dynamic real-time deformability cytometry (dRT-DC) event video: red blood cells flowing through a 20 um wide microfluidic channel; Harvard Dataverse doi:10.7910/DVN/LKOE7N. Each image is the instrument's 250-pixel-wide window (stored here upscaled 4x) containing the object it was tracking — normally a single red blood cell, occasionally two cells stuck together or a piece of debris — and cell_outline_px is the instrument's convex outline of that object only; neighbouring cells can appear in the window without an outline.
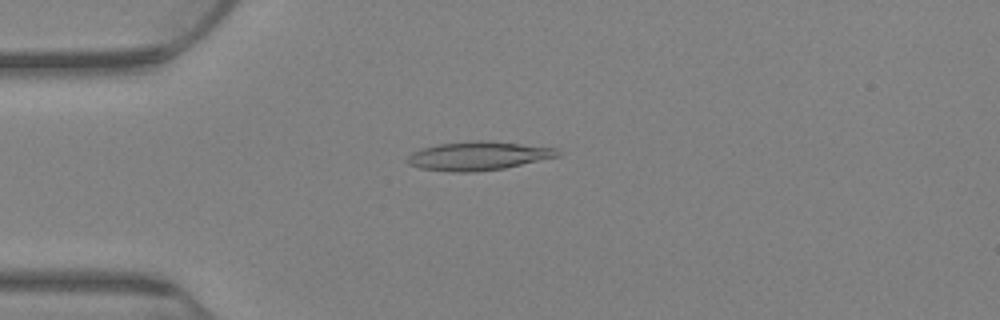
{"species": "Egyptian fruit bat (a non-hibernating species)", "species_latin": "Rousettus aegyptiacus", "temperature_condition": "warm", "stored_images_in_passage": 78, "camera_frame_rate_fps": 3000, "um_per_image_px": 0.085, "animal": {"sex": "female"}, "frame": {"image": 1, "passage_image": 20, "time_ms": 6.333, "image_size_px": [1000, 320], "cell_outline_px": [[560, 156], [504, 168], [472, 172], [452, 172], [420, 168], [408, 164], [404, 160], [412, 152], [420, 148], [440, 144], [476, 140], [488, 140], [556, 148], [560, 152]], "centroid_in_image_um": [40.62, 13.25], "position_along_channel_um": 44.4, "area_um2": 25.14}}
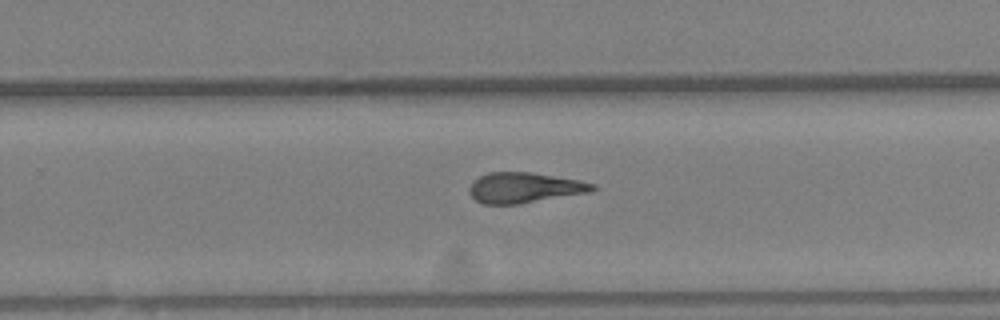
{"frame": {"image": 2, "passage_image": 50, "time_ms": 16.333, "image_size_px": [1000, 320], "cell_outline_px": [[596, 188], [592, 192], [520, 204], [484, 204], [476, 200], [468, 192], [468, 188], [472, 180], [488, 172], [528, 172], [576, 180], [596, 184]], "centroid_in_image_um": [44.54, 15.96], "position_along_channel_um": 285.3, "area_um2": 21.85}}
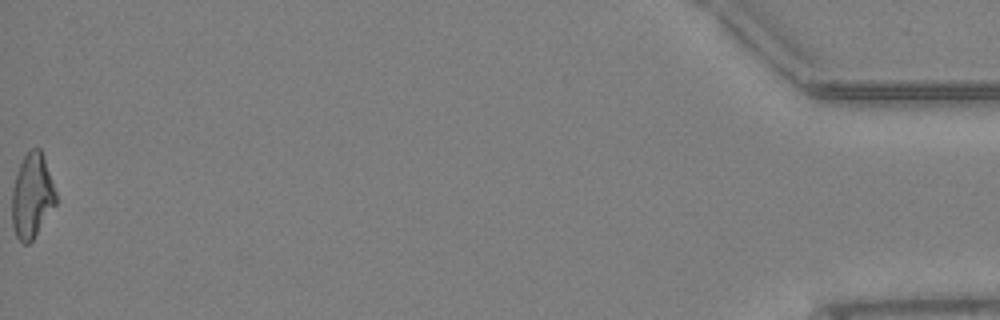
{"frame": {"image": 3, "passage_image": 78, "time_ms": 25.667, "image_size_px": [1000, 320], "cell_outline_px": [[56, 204], [32, 240], [28, 244], [24, 244], [16, 236], [12, 224], [12, 188], [20, 164], [24, 156], [32, 148], [40, 148], [44, 156], [56, 192]], "centroid_in_image_um": [2.72, 16.65], "position_along_channel_um": 432.5, "area_um2": 21.44}, "authors_computed_cell_mechanics": {"area_um2": 22.4842, "velocity_mm_per_s": 2.6364, "shape_relaxation_time_tau1_ms": null, "shape_relaxation_time_tau2_ms": 4.5095, "deformation_change_tau1": null, "deformation_change_tau2": 0.1486}}